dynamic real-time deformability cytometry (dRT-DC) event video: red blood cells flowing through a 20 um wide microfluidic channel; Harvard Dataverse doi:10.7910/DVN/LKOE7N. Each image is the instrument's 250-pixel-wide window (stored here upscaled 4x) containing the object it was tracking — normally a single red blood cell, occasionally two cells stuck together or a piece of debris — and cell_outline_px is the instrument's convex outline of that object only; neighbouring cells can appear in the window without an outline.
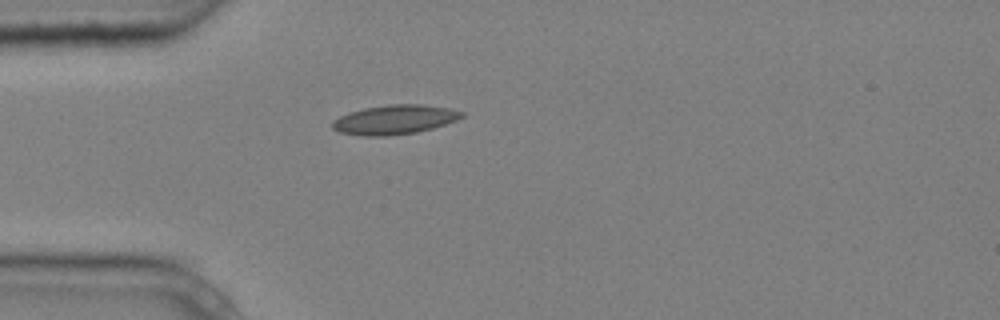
{"species": "common noctule bat (a hibernating species)", "species_latin": "Nyctalus noctula", "temperature_condition": "cold", "stored_images_in_passage": 1, "camera_frame_rate_fps": 3000, "um_per_image_px": 0.085, "animal": {"sex": "male", "body_mass_g": 20.4}, "frame": {"image": 1, "passage_image": 1, "time_ms": 0.0, "image_size_px": [1000, 320], "cell_outline_px": [[464, 116], [456, 120], [432, 128], [416, 132], [388, 136], [360, 136], [340, 132], [332, 128], [332, 120], [348, 112], [364, 108], [388, 104], [424, 104], [448, 108], [464, 112]], "centroid_in_image_um": [33.51, 10.16], "position_along_channel_um": 51.5, "area_um2": 22.2}}